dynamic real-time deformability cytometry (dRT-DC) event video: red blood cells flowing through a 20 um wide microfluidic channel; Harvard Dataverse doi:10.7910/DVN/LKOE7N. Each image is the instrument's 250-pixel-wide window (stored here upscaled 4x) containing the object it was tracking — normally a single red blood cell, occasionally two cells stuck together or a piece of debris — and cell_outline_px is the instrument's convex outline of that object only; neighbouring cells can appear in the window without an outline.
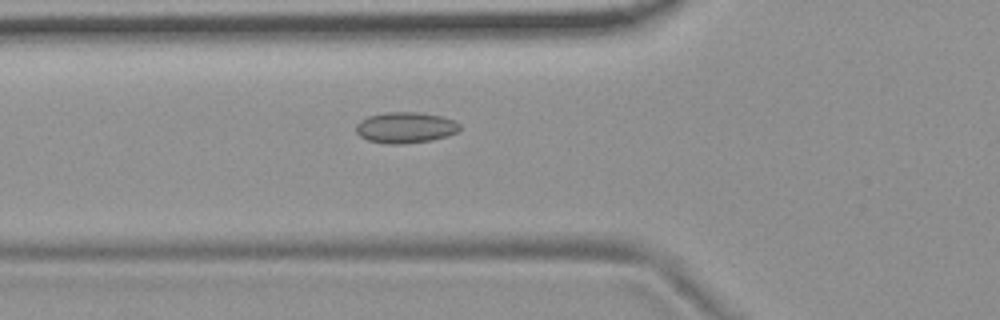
{"species": "common noctule bat (a hibernating species)", "species_latin": "Nyctalus noctula", "temperature_condition": "room temperature", "stored_images_in_passage": 4, "camera_frame_rate_fps": 3000, "um_per_image_px": 0.085, "animal": {"sex": "female", "body_mass_g": 19.9}, "frame": {"image": 1, "passage_image": 4, "time_ms": 3.667, "image_size_px": [1000, 320], "cell_outline_px": [[460, 128], [456, 132], [448, 136], [432, 140], [400, 144], [392, 144], [368, 140], [360, 136], [356, 132], [356, 124], [360, 120], [368, 116], [384, 112], [416, 112], [440, 116], [452, 120], [460, 124]], "centroid_in_image_um": [34.44, 10.84], "position_along_channel_um": 91.4, "area_um2": 18.61}}